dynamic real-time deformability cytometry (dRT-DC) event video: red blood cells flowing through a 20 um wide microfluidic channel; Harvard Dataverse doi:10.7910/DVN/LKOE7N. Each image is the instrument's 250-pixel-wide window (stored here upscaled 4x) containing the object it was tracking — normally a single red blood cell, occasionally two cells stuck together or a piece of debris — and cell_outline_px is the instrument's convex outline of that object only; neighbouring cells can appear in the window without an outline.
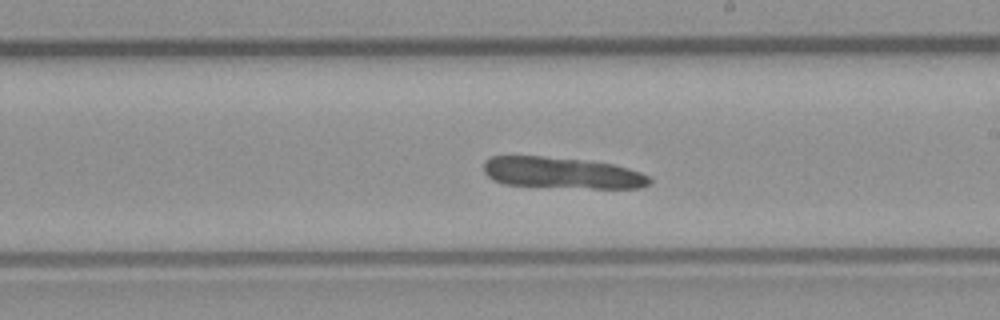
{"species": "common noctule bat (a hibernating species)", "species_latin": "Nyctalus noctula", "temperature_condition": "room temperature", "stored_images_in_passage": 49, "camera_frame_rate_fps": 3000, "um_per_image_px": 0.085, "animal": {"sex": "male", "body_mass_g": 23.1, "forearm_length_mm": 52.7}, "frame": {"image": 1, "passage_image": 26, "time_ms": 8.333, "image_size_px": [1000, 320], "cell_outline_px": [[652, 184], [640, 188], [592, 188], [504, 184], [492, 180], [484, 172], [484, 160], [492, 156], [540, 156], [580, 160], [612, 164], [628, 168], [640, 172], [648, 176], [652, 180]], "centroid_in_image_um": [47.77, 14.7], "position_along_channel_um": 241.2, "area_um2": 30.06}}